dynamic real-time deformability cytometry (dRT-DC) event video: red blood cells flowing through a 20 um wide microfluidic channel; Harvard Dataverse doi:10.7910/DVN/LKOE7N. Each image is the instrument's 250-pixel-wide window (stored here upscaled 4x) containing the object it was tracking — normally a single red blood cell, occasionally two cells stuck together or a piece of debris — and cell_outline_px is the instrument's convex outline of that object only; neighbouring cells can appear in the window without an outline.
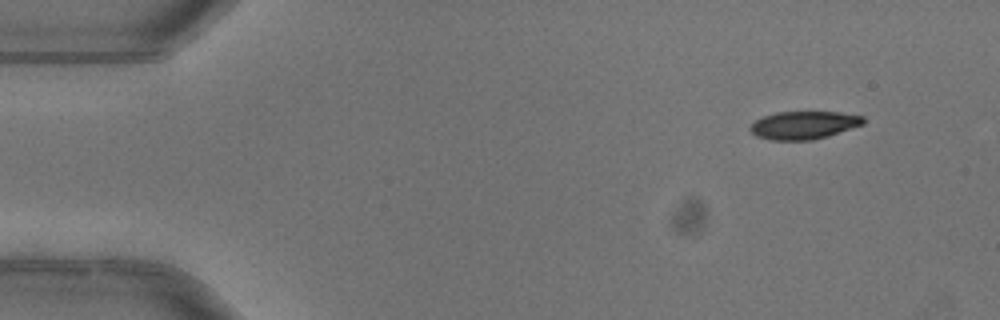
{"species": "common noctule bat (a hibernating species)", "species_latin": "Nyctalus noctula", "temperature_condition": "warm", "stored_images_in_passage": 4, "camera_frame_rate_fps": 3000, "um_per_image_px": 0.085, "animal": {"sex": "female"}, "frame": {"image": 1, "passage_image": 1, "time_ms": 0.0, "image_size_px": [1000, 320], "cell_outline_px": [[864, 124], [828, 136], [812, 140], [772, 140], [756, 136], [748, 128], [756, 120], [764, 116], [776, 112], [840, 112], [864, 116]], "centroid_in_image_um": [68.33, 10.63], "position_along_channel_um": 16.7, "area_um2": 18.38}}